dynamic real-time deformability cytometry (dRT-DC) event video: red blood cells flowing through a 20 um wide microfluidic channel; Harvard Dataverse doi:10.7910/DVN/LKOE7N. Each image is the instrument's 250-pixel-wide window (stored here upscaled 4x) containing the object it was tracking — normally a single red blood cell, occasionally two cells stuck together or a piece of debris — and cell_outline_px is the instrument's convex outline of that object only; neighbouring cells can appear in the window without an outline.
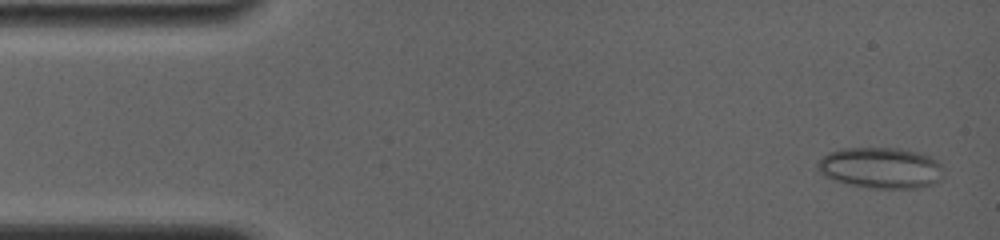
{"species": "common noctule bat (a hibernating species)", "species_latin": "Nyctalus noctula", "temperature_condition": "room temperature", "stored_images_in_passage": 59, "camera_frame_rate_fps": 4000, "um_per_image_px": 0.085, "animal": {"sex": "female", "body_mass_g": 19.0, "forearm_length_mm": 56.7}, "frame": {"image": 1, "passage_image": 2, "time_ms": 0.25, "image_size_px": [1000, 240], "cell_outline_px": [[944, 176], [932, 184], [920, 188], [872, 188], [832, 180], [824, 176], [816, 168], [816, 164], [828, 152], [844, 148], [900, 148], [920, 152], [932, 156], [940, 164]], "centroid_in_image_um": [74.87, 14.26], "position_along_channel_um": 10.1, "area_um2": 30.23}}
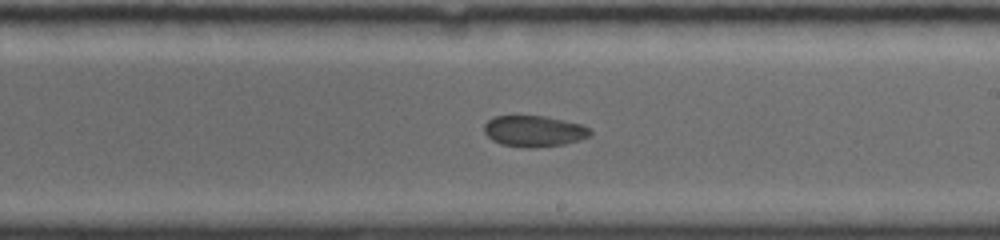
{"frame": {"image": 2, "passage_image": 32, "time_ms": 9.25, "image_size_px": [1000, 240], "cell_outline_px": [[592, 132], [588, 136], [564, 144], [532, 148], [524, 148], [500, 144], [492, 140], [484, 132], [484, 124], [492, 116], [544, 116], [580, 124], [588, 128]], "centroid_in_image_um": [45.33, 11.15], "position_along_channel_um": 243.7, "area_um2": 19.07}}
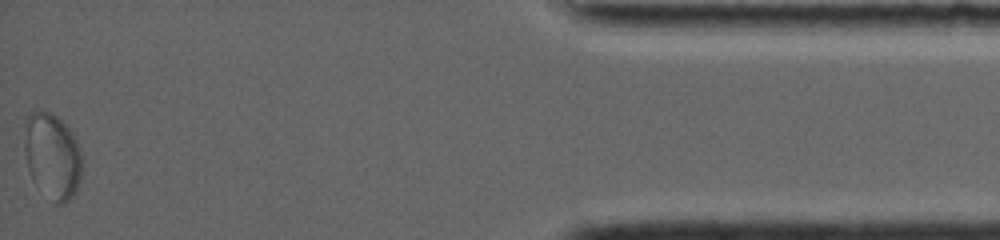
{"frame": {"image": 3, "passage_image": 59, "time_ms": 16.0, "image_size_px": [1000, 240], "cell_outline_px": [[80, 180], [76, 192], [64, 204], [56, 204], [32, 180], [28, 168], [24, 148], [24, 120], [28, 112], [36, 108], [52, 112], [72, 132], [76, 140], [80, 152]], "centroid_in_image_um": [4.4, 13.2], "position_along_channel_um": 430.8, "area_um2": 29.02}}